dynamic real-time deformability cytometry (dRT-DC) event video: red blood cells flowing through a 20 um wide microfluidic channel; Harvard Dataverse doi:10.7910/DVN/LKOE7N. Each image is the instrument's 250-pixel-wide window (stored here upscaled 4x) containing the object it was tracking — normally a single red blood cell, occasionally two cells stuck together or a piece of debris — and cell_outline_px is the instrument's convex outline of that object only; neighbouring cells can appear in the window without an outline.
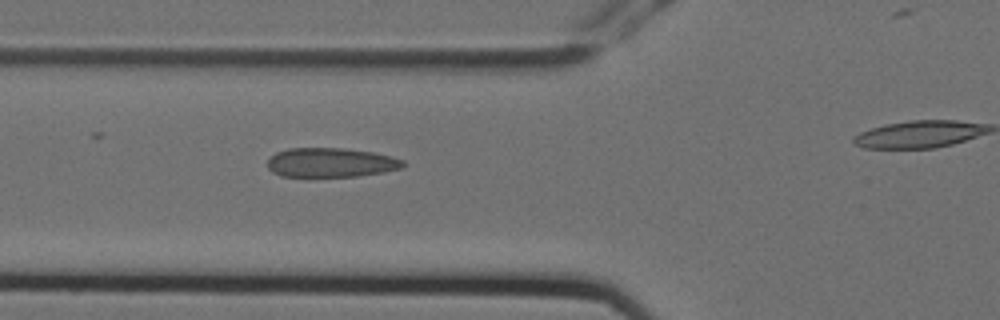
{"species": "Egyptian fruit bat (a non-hibernating species)", "species_latin": "Rousettus aegyptiacus", "temperature_condition": "cold", "stored_images_in_passage": 7, "segment_of_instrument_passage": [1, 2], "camera_frame_rate_fps": 3000, "um_per_image_px": 0.085, "animal": {"sex": "female"}, "frame": {"image": 1, "passage_image": 6, "time_ms": 1.667, "image_size_px": [1000, 320], "cell_outline_px": [[404, 164], [400, 168], [384, 172], [356, 176], [280, 176], [272, 172], [268, 168], [268, 160], [276, 152], [288, 148], [340, 148], [372, 152], [392, 156], [404, 160]], "centroid_in_image_um": [28.11, 13.81], "position_along_channel_um": 97.7, "area_um2": 23.0}}